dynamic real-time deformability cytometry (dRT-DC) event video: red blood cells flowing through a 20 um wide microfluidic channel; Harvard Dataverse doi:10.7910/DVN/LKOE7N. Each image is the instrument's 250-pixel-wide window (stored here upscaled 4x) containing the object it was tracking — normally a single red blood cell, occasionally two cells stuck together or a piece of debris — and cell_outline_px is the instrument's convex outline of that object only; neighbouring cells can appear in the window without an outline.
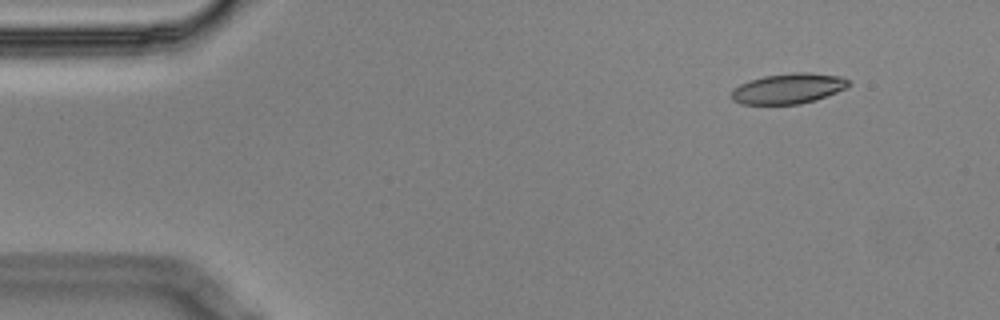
{"species": "Egyptian fruit bat (a non-hibernating species)", "species_latin": "Rousettus aegyptiacus", "temperature_condition": "cold", "stored_images_in_passage": 3, "camera_frame_rate_fps": 3000, "um_per_image_px": 0.085, "animal": {"sex": "male"}, "frame": {"image": 1, "passage_image": 1, "time_ms": 0.0, "image_size_px": [1000, 320], "cell_outline_px": [[852, 84], [836, 92], [816, 100], [800, 104], [740, 104], [732, 100], [732, 92], [740, 84], [764, 76], [792, 72], [808, 72], [840, 76], [848, 80]], "centroid_in_image_um": [67.03, 7.52], "position_along_channel_um": 18.0, "area_um2": 20.58}}
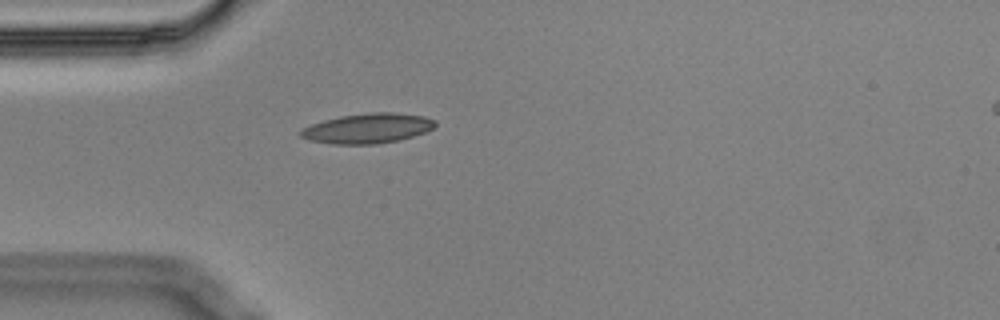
{"frame": {"image": 2, "passage_image": 2, "time_ms": 0.333, "image_size_px": [1000, 320], "cell_outline_px": [[436, 124], [432, 128], [424, 132], [400, 140], [376, 144], [332, 144], [308, 140], [300, 136], [296, 132], [300, 128], [324, 120], [340, 116], [368, 112], [392, 112], [424, 116], [436, 120]], "centroid_in_image_um": [31.19, 10.91], "position_along_channel_um": 53.8, "area_um2": 23.64}}